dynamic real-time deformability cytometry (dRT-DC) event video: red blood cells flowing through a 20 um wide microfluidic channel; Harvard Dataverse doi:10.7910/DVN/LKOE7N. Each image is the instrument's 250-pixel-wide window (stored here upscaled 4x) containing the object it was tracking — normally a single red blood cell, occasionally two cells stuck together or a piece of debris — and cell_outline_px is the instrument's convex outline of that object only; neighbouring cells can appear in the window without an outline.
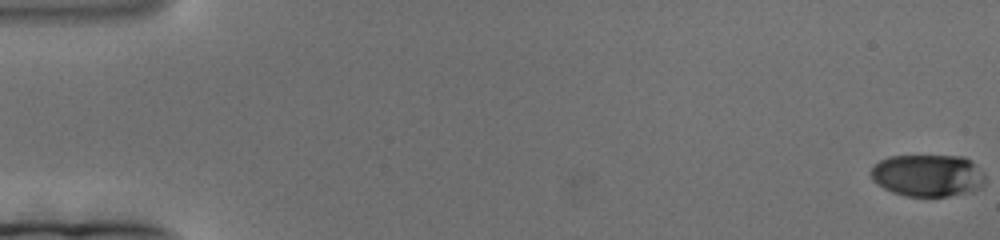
{"species": "human", "species_latin": "Homo sapiens", "temperature_condition": "cold", "stored_images_in_passage": 187, "camera_frame_rate_fps": 3000, "um_per_image_px": 0.085, "donor": {"sex": "female"}, "frame": {"image": 1, "passage_image": 1, "time_ms": 0.0, "image_size_px": [1000, 240], "cell_outline_px": [[984, 184], [976, 188], [964, 192], [948, 196], [904, 196], [892, 192], [884, 188], [872, 180], [872, 168], [880, 160], [888, 156], [964, 156], [972, 160], [984, 176]], "centroid_in_image_um": [78.83, 14.9], "position_along_channel_um": 6.2, "area_um2": 27.74}}
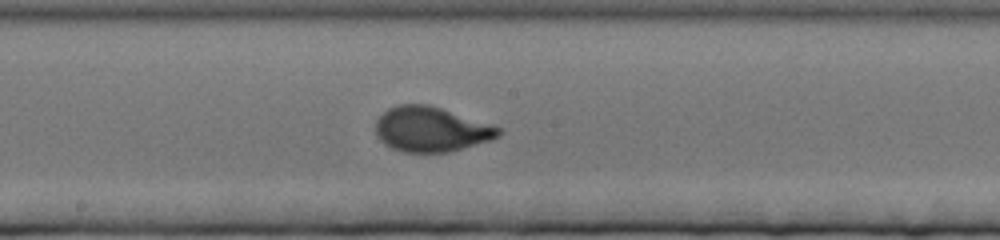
{"frame": {"image": 2, "passage_image": 102, "time_ms": 33.667, "image_size_px": [1000, 240], "cell_outline_px": [[500, 136], [492, 140], [448, 152], [404, 152], [392, 148], [384, 144], [376, 136], [376, 120], [388, 108], [396, 104], [428, 104], [492, 124], [500, 128]], "centroid_in_image_um": [36.63, 10.99], "position_along_channel_um": 211.6, "area_um2": 32.19}}
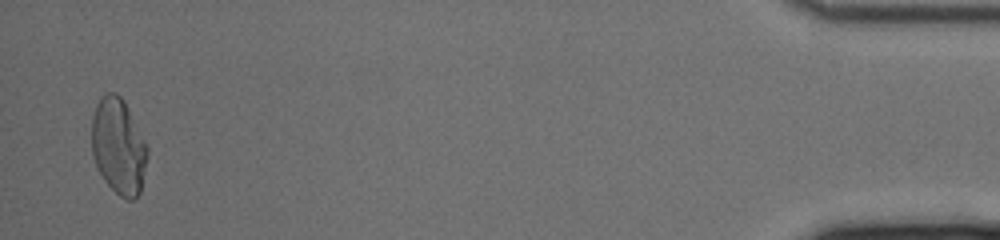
{"frame": {"image": 3, "passage_image": 182, "time_ms": 60.333, "image_size_px": [1000, 240], "cell_outline_px": [[148, 152], [140, 192], [132, 200], [128, 200], [120, 196], [104, 180], [96, 168], [92, 156], [92, 116], [96, 104], [108, 92], [116, 92], [124, 100], [148, 148]], "centroid_in_image_um": [10.05, 12.44], "position_along_channel_um": 425.1, "area_um2": 30.92}}